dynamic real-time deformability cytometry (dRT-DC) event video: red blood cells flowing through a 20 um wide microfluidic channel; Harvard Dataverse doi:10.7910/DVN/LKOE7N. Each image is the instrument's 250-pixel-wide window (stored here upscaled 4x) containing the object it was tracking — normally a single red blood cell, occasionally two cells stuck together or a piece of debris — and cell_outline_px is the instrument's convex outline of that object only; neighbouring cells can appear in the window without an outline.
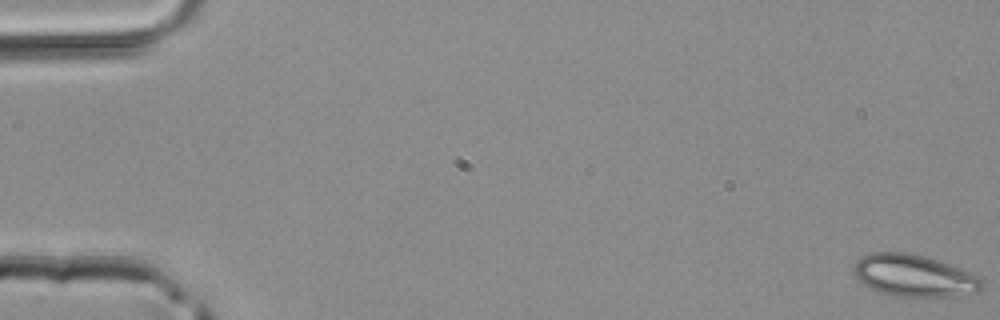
{"species": "common noctule bat (a hibernating species)", "species_latin": "Nyctalus noctula", "temperature_condition": "room temperature", "stored_images_in_passage": 49, "camera_frame_rate_fps": 3000, "um_per_image_px": 0.085, "animal": {"sex": "male", "body_mass_g": 20.4}, "frame": {"image": 1, "passage_image": 1, "time_ms": 0.0, "image_size_px": [1000, 320], "cell_outline_px": [[984, 284], [980, 292], [952, 296], [896, 296], [880, 292], [864, 284], [852, 272], [856, 260], [868, 252], [912, 252], [928, 256], [968, 272], [984, 280]], "centroid_in_image_um": [77.69, 23.41], "position_along_channel_um": 7.3, "area_um2": 31.39}}
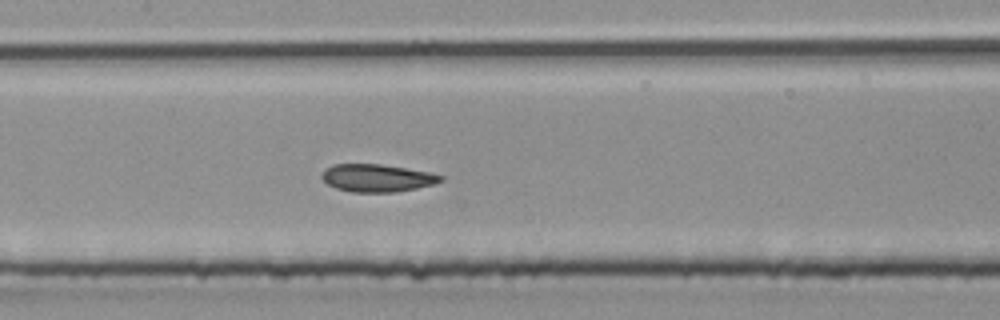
{"frame": {"image": 2, "passage_image": 24, "time_ms": 7.667, "image_size_px": [1000, 320], "cell_outline_px": [[444, 180], [436, 184], [396, 192], [352, 192], [336, 188], [328, 184], [320, 176], [324, 168], [332, 164], [380, 164], [428, 172], [444, 176]], "centroid_in_image_um": [32.04, 15.13], "position_along_channel_um": 175.4, "area_um2": 19.19}}
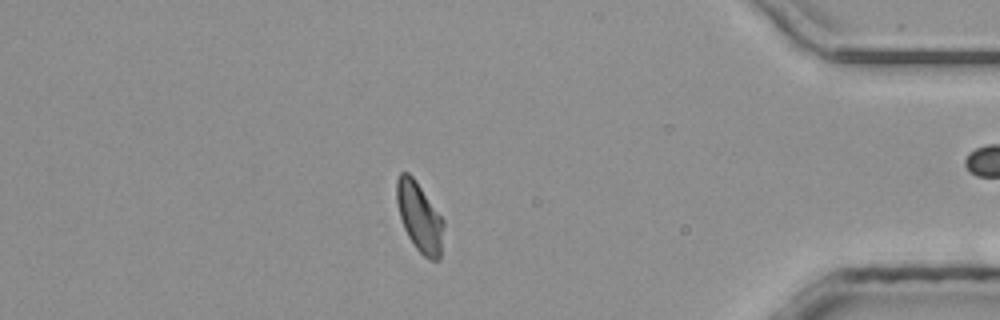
{"frame": {"image": 3, "passage_image": 42, "time_ms": 13.667, "image_size_px": [1000, 320], "cell_outline_px": [[444, 224], [440, 260], [428, 260], [416, 248], [408, 236], [404, 228], [400, 216], [396, 200], [396, 180], [400, 172], [408, 172], [416, 180], [444, 220]], "centroid_in_image_um": [35.66, 18.45], "position_along_channel_um": 399.5, "area_um2": 19.02}}